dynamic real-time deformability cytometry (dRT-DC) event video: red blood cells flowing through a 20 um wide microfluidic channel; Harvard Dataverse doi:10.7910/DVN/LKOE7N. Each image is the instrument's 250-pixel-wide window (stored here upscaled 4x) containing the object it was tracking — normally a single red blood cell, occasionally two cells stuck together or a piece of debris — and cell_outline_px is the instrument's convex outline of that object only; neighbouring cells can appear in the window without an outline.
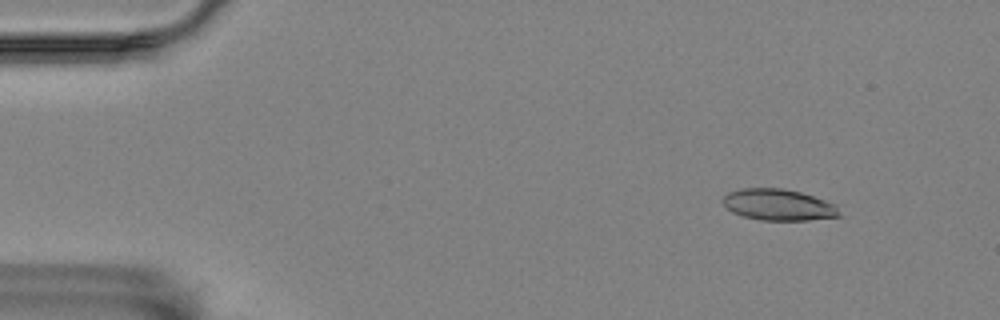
{"species": "Egyptian fruit bat (a non-hibernating species)", "species_latin": "Rousettus aegyptiacus", "temperature_condition": "room temperature", "stored_images_in_passage": 51, "camera_frame_rate_fps": 3000, "um_per_image_px": 0.085, "animal": {"sex": "female"}, "frame": {"image": 1, "passage_image": 1, "time_ms": 0.0, "image_size_px": [1000, 320], "cell_outline_px": [[844, 216], [808, 220], [760, 220], [744, 216], [732, 212], [720, 200], [728, 192], [740, 188], [784, 188], [800, 192], [836, 204]], "centroid_in_image_um": [66.19, 17.4], "position_along_channel_um": 18.8, "area_um2": 21.44}}
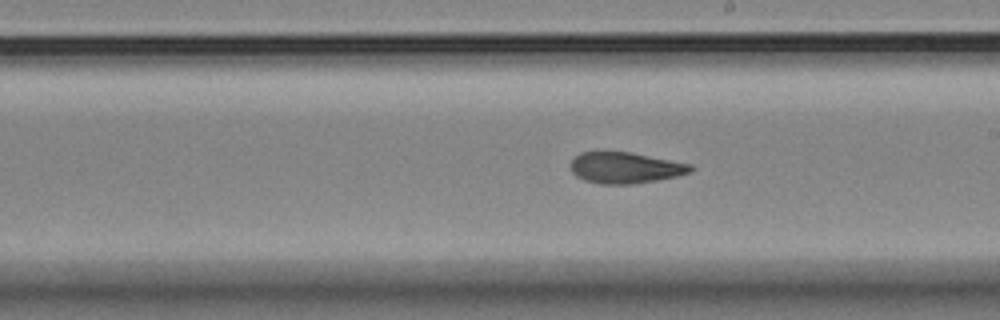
{"frame": {"image": 2, "passage_image": 27, "time_ms": 8.667, "image_size_px": [1000, 320], "cell_outline_px": [[692, 168], [688, 172], [676, 176], [656, 180], [632, 184], [600, 184], [584, 180], [576, 176], [572, 172], [568, 164], [580, 152], [632, 152], [692, 164]], "centroid_in_image_um": [53.1, 14.25], "position_along_channel_um": 235.9, "area_um2": 21.73}}
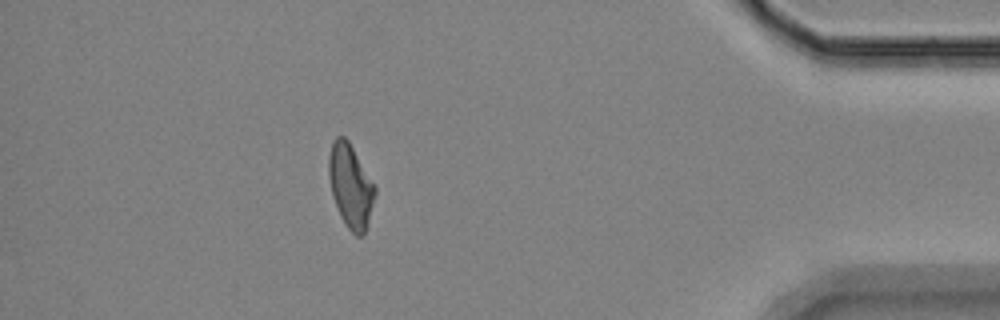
{"frame": {"image": 3, "passage_image": 45, "time_ms": 14.667, "image_size_px": [1000, 320], "cell_outline_px": [[376, 192], [364, 236], [356, 236], [344, 224], [340, 216], [332, 196], [328, 176], [328, 156], [332, 140], [336, 136], [344, 136], [348, 140], [376, 188]], "centroid_in_image_um": [29.77, 15.81], "position_along_channel_um": 405.4, "area_um2": 22.48}, "authors_computed_cell_mechanics": {"area_um2": 22.1952, "velocity_mm_per_s": 3.5548, "shape_relaxation_time_tau1_ms": null, "shape_relaxation_time_tau2_ms": 3.9775, "deformation_change_tau1": null, "deformation_change_tau2": 0.1053}}